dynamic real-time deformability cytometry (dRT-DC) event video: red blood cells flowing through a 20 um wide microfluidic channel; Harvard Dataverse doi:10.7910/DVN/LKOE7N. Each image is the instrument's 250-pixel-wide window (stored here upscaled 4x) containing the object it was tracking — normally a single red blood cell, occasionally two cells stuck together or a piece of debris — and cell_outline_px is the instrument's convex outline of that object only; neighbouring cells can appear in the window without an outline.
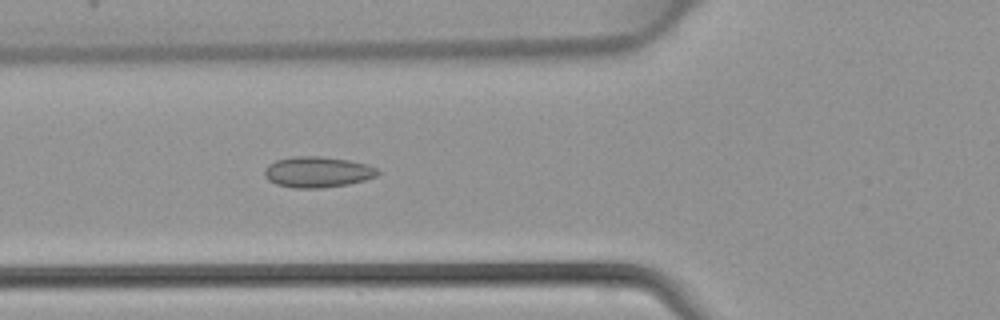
{"species": "common noctule bat (a hibernating species)", "species_latin": "Nyctalus noctula", "temperature_condition": "warm", "stored_images_in_passage": 44, "camera_frame_rate_fps": 3000, "um_per_image_px": 0.085, "animal": {"sex": "female", "body_mass_g": 22.7, "forearm_length_mm": 54.2}, "frame": {"image": 1, "passage_image": 16, "time_ms": 5.0, "image_size_px": [1000, 320], "cell_outline_px": [[380, 172], [376, 176], [364, 180], [348, 184], [320, 188], [292, 188], [276, 184], [268, 180], [264, 176], [264, 168], [268, 164], [276, 160], [292, 156], [320, 156], [348, 160], [368, 164], [376, 168]], "centroid_in_image_um": [26.95, 14.62], "position_along_channel_um": 98.8, "area_um2": 20.46}}
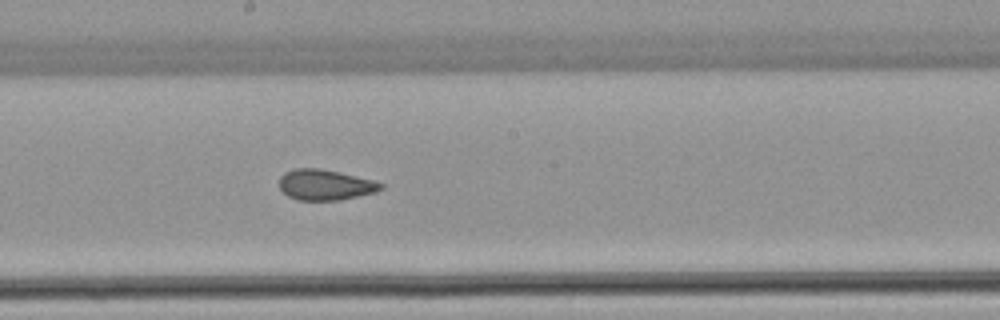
{"frame": {"image": 2, "passage_image": 24, "time_ms": 7.667, "image_size_px": [1000, 320], "cell_outline_px": [[384, 188], [376, 192], [340, 200], [300, 200], [288, 196], [280, 188], [280, 176], [284, 172], [292, 168], [320, 168], [340, 172], [372, 180], [384, 184]], "centroid_in_image_um": [27.64, 15.7], "position_along_channel_um": 220.6, "area_um2": 18.15}}
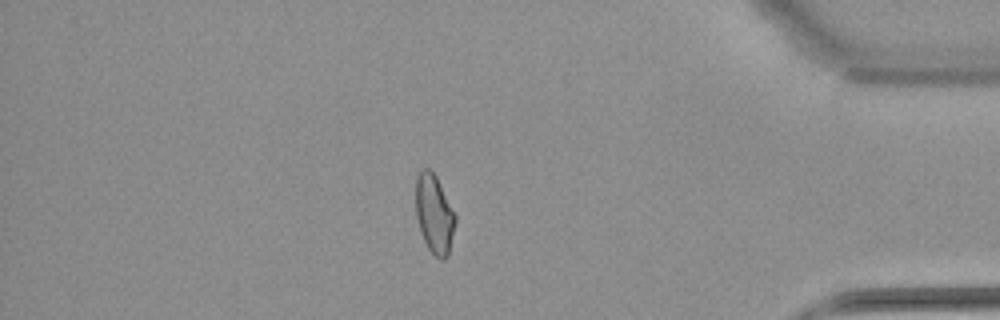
{"frame": {"image": 3, "passage_image": 38, "time_ms": 12.333, "image_size_px": [1000, 320], "cell_outline_px": [[456, 220], [448, 256], [444, 260], [440, 260], [428, 248], [420, 232], [416, 216], [416, 176], [424, 168], [428, 168], [436, 176], [456, 216]], "centroid_in_image_um": [36.91, 18.21], "position_along_channel_um": 398.3, "area_um2": 18.03}}